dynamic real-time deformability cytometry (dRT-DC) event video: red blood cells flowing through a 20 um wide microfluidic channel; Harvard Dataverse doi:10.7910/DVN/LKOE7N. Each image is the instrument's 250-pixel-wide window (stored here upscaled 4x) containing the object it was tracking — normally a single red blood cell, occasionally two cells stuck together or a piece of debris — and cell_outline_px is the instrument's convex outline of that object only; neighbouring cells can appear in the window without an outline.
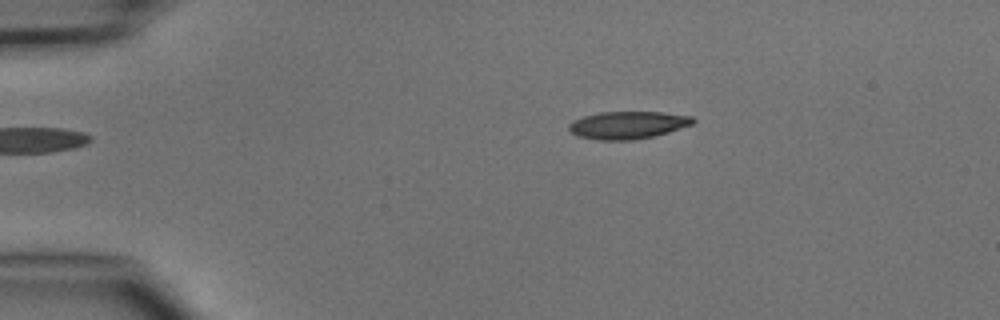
{"species": "common noctule bat (a hibernating species)", "species_latin": "Nyctalus noctula", "temperature_condition": "cold", "stored_images_in_passage": 2, "camera_frame_rate_fps": 3000, "um_per_image_px": 0.085, "animal": {"sex": "male", "body_mass_g": 15.6}, "frame": {"image": 1, "passage_image": 2, "time_ms": 1.0, "image_size_px": [1000, 320], "cell_outline_px": [[696, 120], [692, 124], [668, 132], [652, 136], [632, 140], [596, 140], [580, 136], [572, 132], [568, 128], [568, 124], [572, 120], [584, 116], [600, 112], [660, 112], [692, 116]], "centroid_in_image_um": [53.34, 10.62], "position_along_channel_um": 31.7, "area_um2": 19.77}}